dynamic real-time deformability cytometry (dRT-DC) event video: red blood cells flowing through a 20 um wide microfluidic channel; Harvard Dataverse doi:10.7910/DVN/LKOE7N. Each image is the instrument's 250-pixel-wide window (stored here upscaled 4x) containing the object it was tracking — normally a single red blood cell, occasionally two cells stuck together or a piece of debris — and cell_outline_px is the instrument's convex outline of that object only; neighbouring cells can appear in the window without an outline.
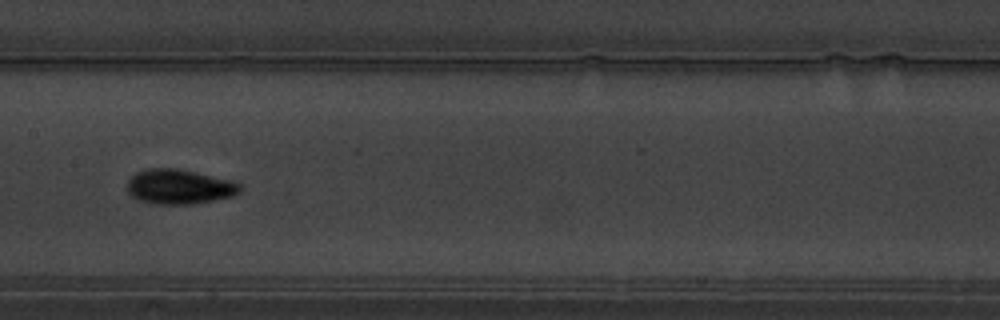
{"species": "common noctule bat (a hibernating species)", "species_latin": "Nyctalus noctula", "temperature_condition": "warm", "stored_images_in_passage": 45, "camera_frame_rate_fps": 3000, "um_per_image_px": 0.085, "animal": {"sex": "male", "body_mass_g": 19.5, "forearm_length_mm": 54.6}, "frame": {"image": 1, "passage_image": 20, "time_ms": 6.333, "image_size_px": [1000, 320], "cell_outline_px": [[240, 192], [232, 196], [216, 200], [192, 204], [152, 204], [140, 200], [132, 196], [128, 192], [128, 180], [136, 172], [144, 168], [176, 168], [232, 180], [240, 184]], "centroid_in_image_um": [15.23, 15.87], "position_along_channel_um": 192.2, "area_um2": 22.89}}
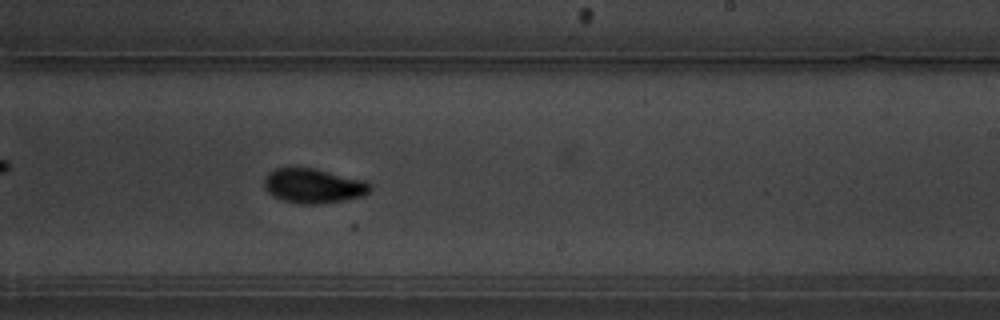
{"frame": {"image": 2, "passage_image": 26, "time_ms": 8.333, "image_size_px": [1000, 320], "cell_outline_px": [[372, 188], [364, 196], [344, 200], [316, 204], [300, 204], [280, 200], [268, 192], [264, 188], [264, 176], [268, 172], [276, 168], [316, 168], [364, 180], [372, 184]], "centroid_in_image_um": [26.63, 15.79], "position_along_channel_um": 262.4, "area_um2": 21.56}, "authors_computed_cell_mechanics": {"area_um2": 21.1548, "velocity_mm_per_s": 3.5253, "shape_relaxation_time_tau1_ms": 3.2631, "shape_relaxation_time_tau2_ms": 2.6993, "deformation_change_tau1": 0.1531, "deformation_change_tau2": 0.0548}}